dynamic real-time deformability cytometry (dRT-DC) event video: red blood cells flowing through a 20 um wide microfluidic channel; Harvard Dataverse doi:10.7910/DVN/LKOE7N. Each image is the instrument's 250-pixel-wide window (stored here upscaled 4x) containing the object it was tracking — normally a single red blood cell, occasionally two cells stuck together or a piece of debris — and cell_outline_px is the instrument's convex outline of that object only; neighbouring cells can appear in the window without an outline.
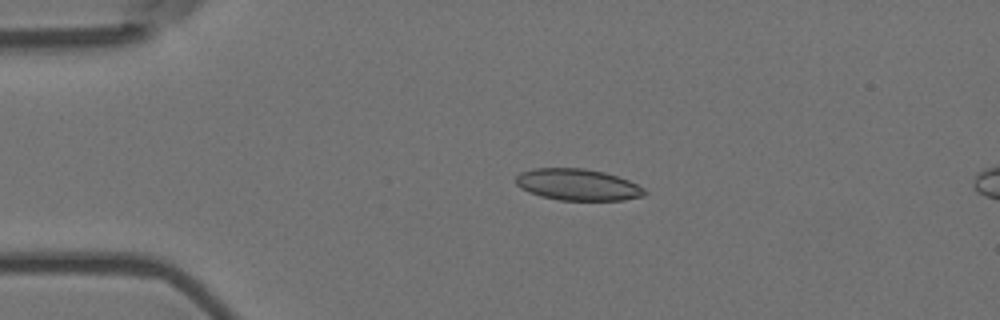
{"species": "Egyptian fruit bat (a non-hibernating species)", "species_latin": "Rousettus aegyptiacus", "temperature_condition": "room temperature", "stored_images_in_passage": 6, "camera_frame_rate_fps": 3000, "um_per_image_px": 0.085, "animal": {"sex": "female"}, "frame": {"image": 1, "passage_image": 4, "time_ms": 1.0, "image_size_px": [1000, 320], "cell_outline_px": [[648, 192], [644, 196], [624, 200], [560, 200], [540, 196], [528, 192], [520, 188], [512, 180], [520, 172], [532, 168], [584, 168], [604, 172], [628, 180], [644, 188]], "centroid_in_image_um": [49.06, 15.69], "position_along_channel_um": 35.9, "area_um2": 23.87}}